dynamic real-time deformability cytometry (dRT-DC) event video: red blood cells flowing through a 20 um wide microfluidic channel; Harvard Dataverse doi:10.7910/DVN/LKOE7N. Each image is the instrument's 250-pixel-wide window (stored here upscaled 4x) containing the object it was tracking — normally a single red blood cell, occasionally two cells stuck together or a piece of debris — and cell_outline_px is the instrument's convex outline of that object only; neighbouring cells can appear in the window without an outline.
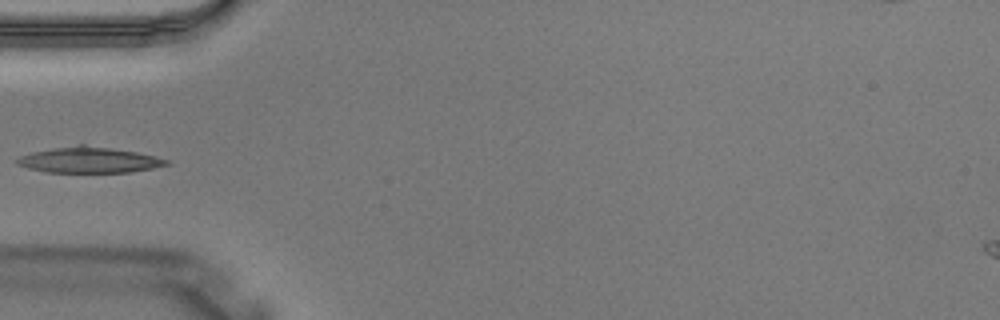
{"species": "Egyptian fruit bat (a non-hibernating species)", "species_latin": "Rousettus aegyptiacus", "temperature_condition": "warm", "stored_images_in_passage": 2, "camera_frame_rate_fps": 3000, "um_per_image_px": 0.085, "animal": {"sex": "male"}, "frame": {"image": 1, "passage_image": 2, "time_ms": 0.333, "image_size_px": [1000, 320], "cell_outline_px": [[172, 164], [152, 168], [128, 172], [44, 172], [28, 168], [16, 164], [16, 160], [20, 156], [32, 152], [52, 148], [80, 144], [84, 144], [136, 152], [156, 156], [168, 160]], "centroid_in_image_um": [7.57, 13.6], "position_along_channel_um": 77.4, "area_um2": 22.37}}